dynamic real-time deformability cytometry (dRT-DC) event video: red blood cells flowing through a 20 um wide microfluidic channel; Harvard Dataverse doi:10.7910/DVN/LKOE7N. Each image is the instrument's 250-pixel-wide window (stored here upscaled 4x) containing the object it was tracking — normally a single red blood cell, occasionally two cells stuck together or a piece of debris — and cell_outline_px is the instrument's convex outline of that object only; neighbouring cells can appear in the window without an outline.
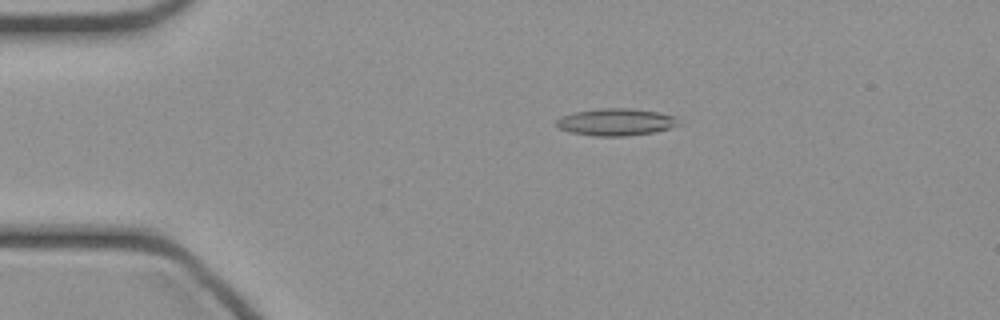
{"species": "common noctule bat (a hibernating species)", "species_latin": "Nyctalus noctula", "temperature_condition": "cold", "stored_images_in_passage": 47, "camera_frame_rate_fps": 3000, "um_per_image_px": 0.085, "animal": {"sex": "female", "body_mass_g": 21.9}, "frame": {"image": 1, "passage_image": 10, "time_ms": 3.0, "image_size_px": [1000, 320], "cell_outline_px": [[684, 124], [652, 132], [624, 136], [592, 136], [572, 132], [556, 128], [556, 120], [560, 116], [576, 112], [600, 108], [632, 108], [656, 112], [672, 116]], "centroid_in_image_um": [52.32, 10.37], "position_along_channel_um": 32.7, "area_um2": 19.25}}
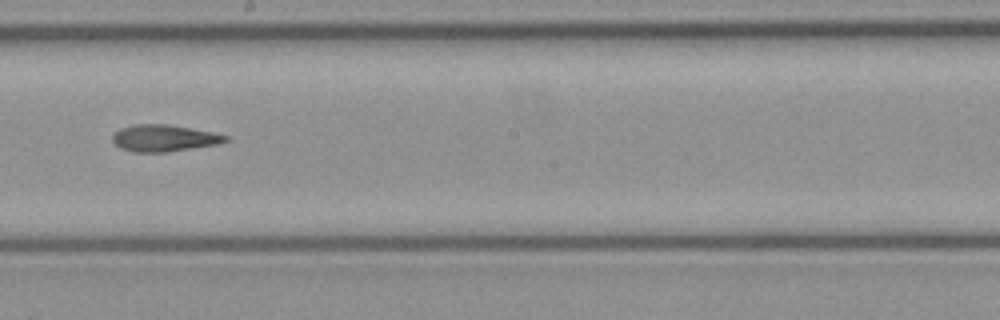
{"frame": {"image": 2, "passage_image": 27, "time_ms": 8.667, "image_size_px": [1000, 320], "cell_outline_px": [[228, 140], [216, 144], [168, 152], [132, 152], [120, 148], [112, 140], [112, 136], [120, 128], [132, 124], [168, 124], [212, 132], [228, 136]], "centroid_in_image_um": [13.9, 11.74], "position_along_channel_um": 234.3, "area_um2": 17.51}}
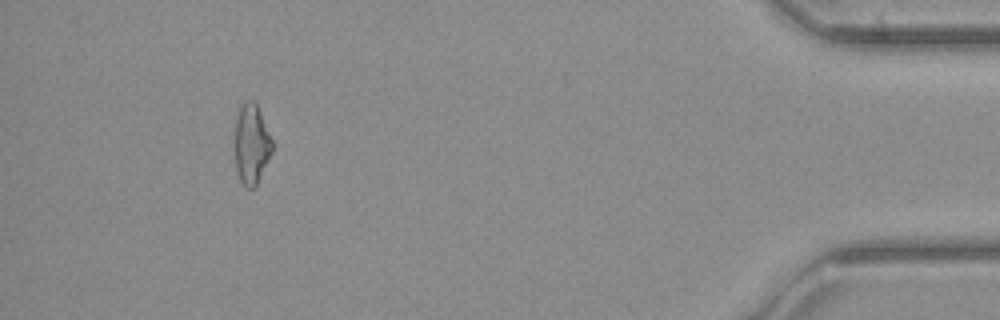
{"frame": {"image": 3, "passage_image": 44, "time_ms": 14.333, "image_size_px": [1000, 320], "cell_outline_px": [[276, 144], [256, 188], [244, 188], [240, 180], [236, 168], [236, 116], [240, 104], [244, 100], [252, 100], [256, 104]], "centroid_in_image_um": [21.42, 12.26], "position_along_channel_um": 413.8, "area_um2": 17.86}}